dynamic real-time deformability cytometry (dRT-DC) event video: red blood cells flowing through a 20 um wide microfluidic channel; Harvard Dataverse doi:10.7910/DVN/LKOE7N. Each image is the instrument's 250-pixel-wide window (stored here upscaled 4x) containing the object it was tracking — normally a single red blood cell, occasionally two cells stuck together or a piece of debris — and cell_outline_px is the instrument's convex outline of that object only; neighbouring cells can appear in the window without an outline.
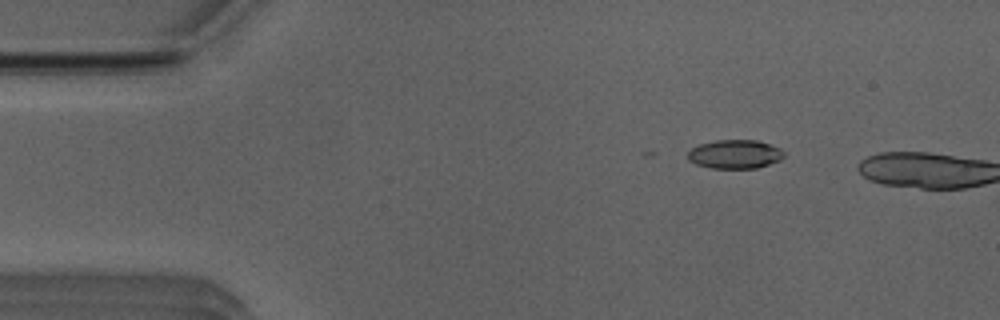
{"species": "Egyptian fruit bat (a non-hibernating species)", "species_latin": "Rousettus aegyptiacus", "temperature_condition": "room temperature", "stored_images_in_passage": 6, "camera_frame_rate_fps": 3000, "um_per_image_px": 0.085, "animal": {"sex": "male"}, "frame": {"image": 1, "passage_image": 4, "time_ms": 1.0, "image_size_px": [1000, 320], "cell_outline_px": [[784, 156], [780, 160], [756, 168], [708, 168], [696, 164], [688, 160], [688, 152], [692, 148], [700, 144], [716, 140], [756, 140], [780, 148], [784, 152]], "centroid_in_image_um": [62.45, 13.11], "position_along_channel_um": 22.5, "area_um2": 16.07}}